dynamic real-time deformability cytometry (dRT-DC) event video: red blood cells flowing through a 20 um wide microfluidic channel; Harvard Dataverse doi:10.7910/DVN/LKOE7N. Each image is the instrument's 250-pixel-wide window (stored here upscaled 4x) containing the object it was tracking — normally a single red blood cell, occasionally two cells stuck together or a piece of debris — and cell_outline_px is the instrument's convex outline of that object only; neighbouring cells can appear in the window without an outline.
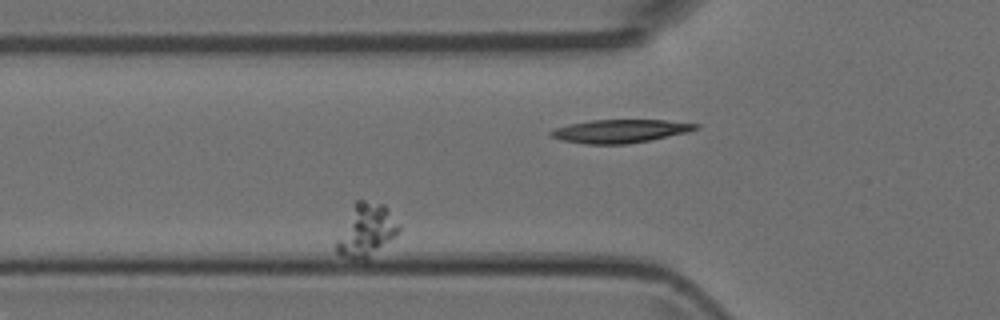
{"species": "Egyptian fruit bat (a non-hibernating species)", "species_latin": "Rousettus aegyptiacus", "temperature_condition": "room temperature", "stored_images_in_passage": 8, "camera_frame_rate_fps": 3000, "um_per_image_px": 0.085, "animal": {"sex": "female"}, "frame": {"image": 1, "passage_image": 3, "time_ms": 3.333, "image_size_px": [1000, 320], "cell_outline_px": [[400, 228], [368, 260], [352, 260], [340, 256], [336, 252], [336, 240], [356, 200], [364, 200], [384, 204], [388, 208], [400, 224]], "centroid_in_image_um": [31.1, 19.59], "position_along_channel_um": 94.7, "area_um2": 18.96}}
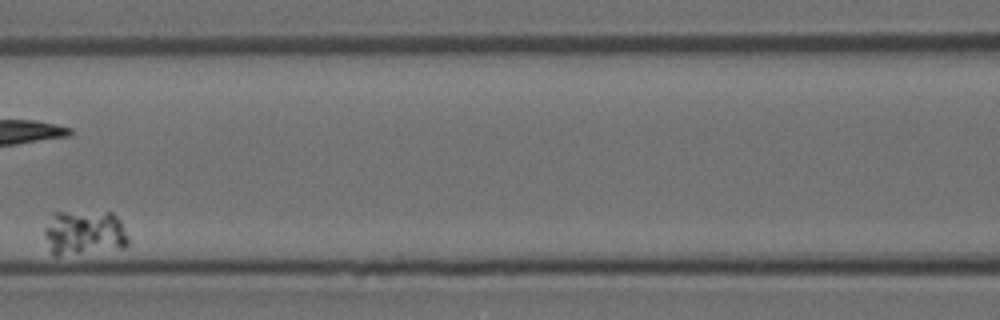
{"frame": {"image": 2, "passage_image": 5, "time_ms": 5.667, "image_size_px": [1000, 320], "cell_outline_px": [[128, 244], [124, 248], [56, 256], [52, 256], [44, 236], [44, 228], [52, 212], [112, 212], [120, 220], [128, 236]], "centroid_in_image_um": [7.14, 19.79], "position_along_channel_um": 159.5, "area_um2": 22.25}}
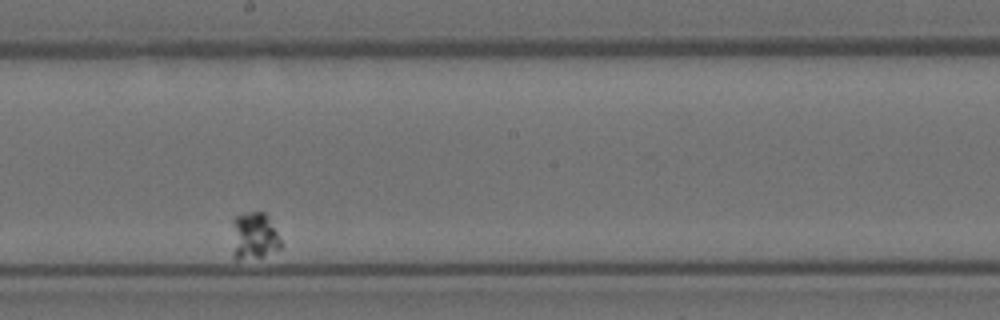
{"frame": {"image": 3, "passage_image": 7, "time_ms": 8.0, "image_size_px": [1000, 320], "cell_outline_px": [[280, 248], [260, 256], [236, 260], [232, 256], [232, 220], [236, 216], [248, 212], [264, 212], [268, 216], [280, 240]], "centroid_in_image_um": [21.53, 20.04], "position_along_channel_um": 226.7, "area_um2": 13.29}}